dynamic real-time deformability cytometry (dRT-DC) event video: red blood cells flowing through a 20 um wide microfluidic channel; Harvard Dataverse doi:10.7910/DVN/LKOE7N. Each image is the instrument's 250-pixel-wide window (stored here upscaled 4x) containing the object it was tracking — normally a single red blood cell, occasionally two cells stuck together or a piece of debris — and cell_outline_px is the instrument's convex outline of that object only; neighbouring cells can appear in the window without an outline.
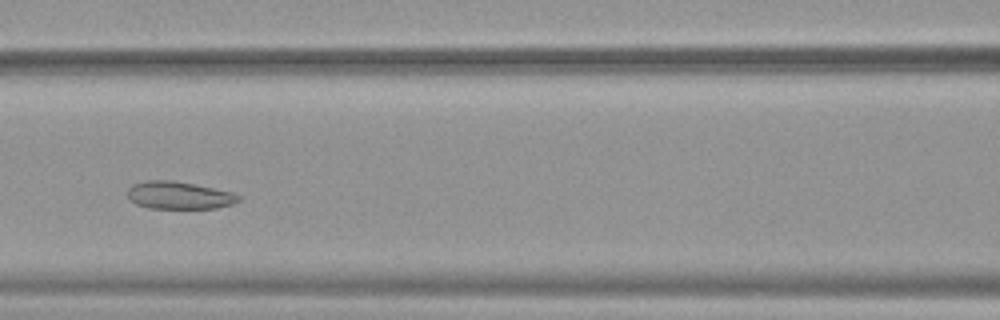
{"species": "common noctule bat (a hibernating species)", "species_latin": "Nyctalus noctula", "temperature_condition": "warm", "stored_images_in_passage": 47, "camera_frame_rate_fps": 3000, "um_per_image_px": 0.085, "animal": {"sex": "female", "body_mass_g": 19.9}, "frame": {"image": 1, "passage_image": 18, "time_ms": 5.667, "image_size_px": [1000, 320], "cell_outline_px": [[240, 200], [232, 204], [216, 208], [148, 208], [136, 204], [128, 196], [128, 188], [132, 184], [148, 180], [172, 180], [232, 192], [240, 196]], "centroid_in_image_um": [15.2, 16.6], "position_along_channel_um": 151.4, "area_um2": 17.63}}
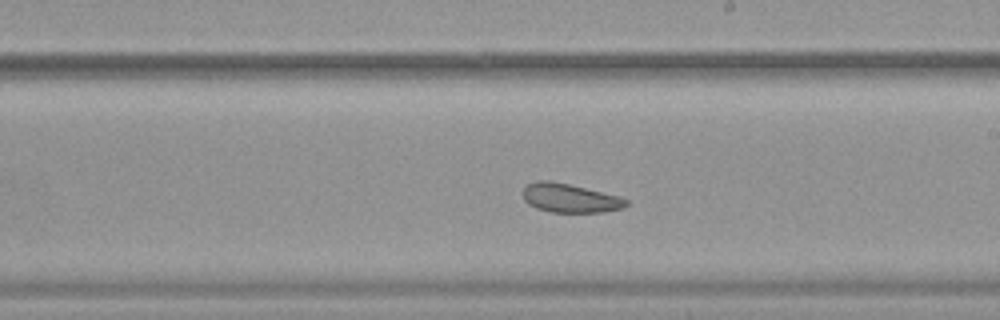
{"frame": {"image": 2, "passage_image": 25, "time_ms": 8.0, "image_size_px": [1000, 320], "cell_outline_px": [[628, 204], [624, 208], [604, 212], [552, 212], [536, 208], [528, 204], [524, 200], [520, 192], [528, 184], [536, 180], [548, 180], [568, 184], [620, 196], [628, 200]], "centroid_in_image_um": [48.42, 16.84], "position_along_channel_um": 240.6, "area_um2": 17.51}}
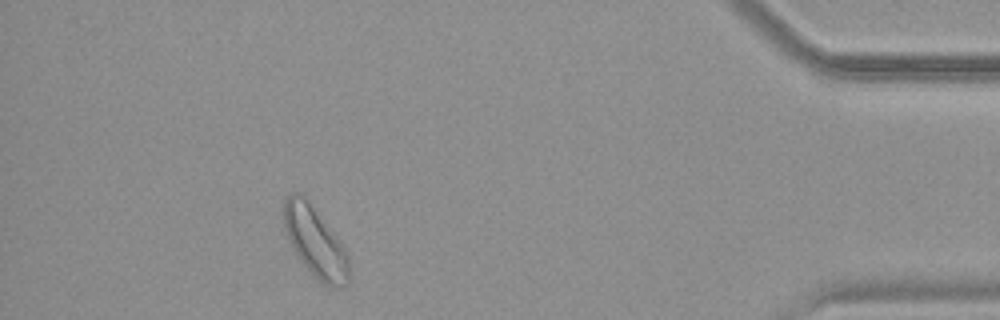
{"frame": {"image": 3, "passage_image": 42, "time_ms": 13.667, "image_size_px": [1000, 320], "cell_outline_px": [[348, 284], [344, 288], [328, 288], [300, 260], [292, 248], [284, 228], [280, 208], [284, 200], [292, 192], [300, 192], [304, 196], [344, 248], [348, 256]], "centroid_in_image_um": [26.73, 20.56], "position_along_channel_um": 408.5, "area_um2": 26.36}, "authors_computed_cell_mechanics": {"area_um2": 21.3282, "velocity_mm_per_s": 3.8442, "shape_relaxation_time_tau1_ms": null, "shape_relaxation_time_tau2_ms": 2.0077, "deformation_change_tau1": null, "deformation_change_tau2": 0.0868}}